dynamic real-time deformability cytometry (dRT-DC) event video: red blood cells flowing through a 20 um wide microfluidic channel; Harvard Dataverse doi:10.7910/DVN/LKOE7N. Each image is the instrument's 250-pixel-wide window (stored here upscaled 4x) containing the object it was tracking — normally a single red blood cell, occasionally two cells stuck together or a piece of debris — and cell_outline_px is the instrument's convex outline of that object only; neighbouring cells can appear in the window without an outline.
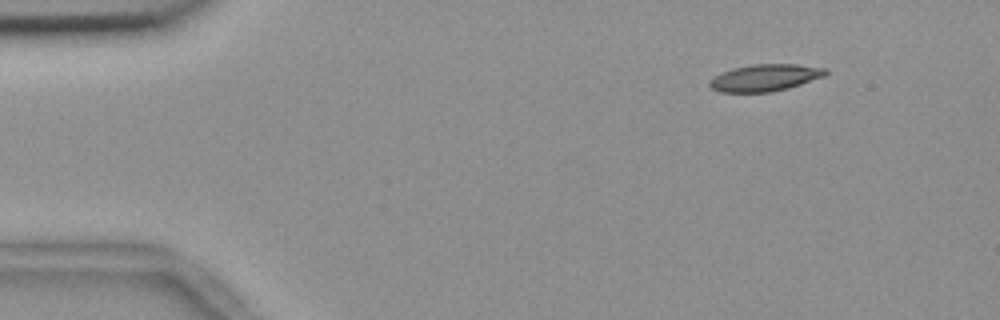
{"species": "common noctule bat (a hibernating species)", "species_latin": "Nyctalus noctula", "temperature_condition": "room temperature", "stored_images_in_passage": 49, "camera_frame_rate_fps": 3000, "um_per_image_px": 0.085, "animal": {"sex": "female", "body_mass_g": 18.4}, "frame": {"image": 1, "passage_image": 1, "time_ms": 0.0, "image_size_px": [1000, 320], "cell_outline_px": [[828, 72], [824, 76], [788, 88], [772, 92], [720, 92], [712, 88], [708, 84], [716, 76], [732, 68], [752, 64], [796, 64], [828, 68]], "centroid_in_image_um": [65.06, 6.6], "position_along_channel_um": 19.9, "area_um2": 18.03}}
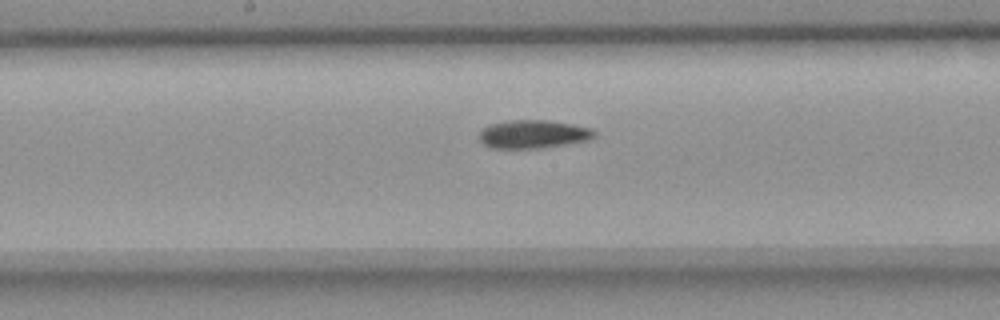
{"frame": {"image": 2, "passage_image": 23, "time_ms": 7.333, "image_size_px": [1000, 320], "cell_outline_px": [[596, 136], [588, 140], [568, 144], [544, 148], [492, 148], [484, 144], [480, 140], [480, 132], [488, 124], [512, 120], [548, 120], [572, 124], [592, 128], [596, 132]], "centroid_in_image_um": [45.36, 11.4], "position_along_channel_um": 202.8, "area_um2": 19.07}}
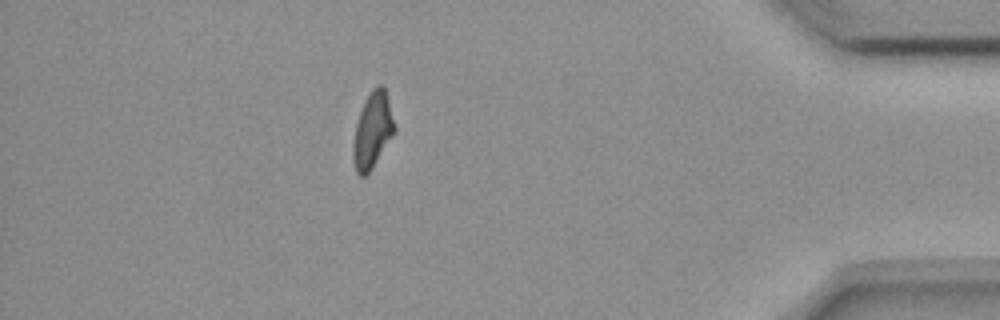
{"frame": {"image": 3, "passage_image": 43, "time_ms": 14.0, "image_size_px": [1000, 320], "cell_outline_px": [[396, 128], [392, 136], [372, 168], [364, 176], [360, 176], [356, 172], [352, 156], [352, 144], [356, 124], [364, 100], [372, 88], [376, 84], [384, 84]], "centroid_in_image_um": [31.65, 11.04], "position_along_channel_um": 403.5, "area_um2": 18.26}, "authors_computed_cell_mechanics": {"area_um2": 18.4382, "velocity_mm_per_s": 3.6744, "shape_relaxation_time_tau1_ms": 8.8417, "shape_relaxation_time_tau2_ms": 9.4417, "deformation_change_tau1": 0.1802, "deformation_change_tau2": 0.1736}}